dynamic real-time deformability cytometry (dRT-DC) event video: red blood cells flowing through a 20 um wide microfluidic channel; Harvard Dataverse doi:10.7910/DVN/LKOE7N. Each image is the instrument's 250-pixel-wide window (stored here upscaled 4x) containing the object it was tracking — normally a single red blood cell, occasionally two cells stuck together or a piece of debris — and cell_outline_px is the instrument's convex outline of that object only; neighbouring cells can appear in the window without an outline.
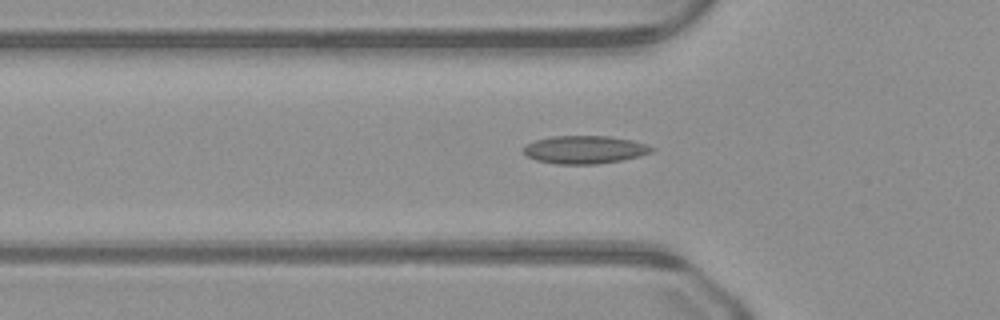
{"species": "common noctule bat (a hibernating species)", "species_latin": "Nyctalus noctula", "temperature_condition": "warm", "stored_images_in_passage": 33, "camera_frame_rate_fps": 3000, "um_per_image_px": 0.085, "animal": {"sex": "male", "body_mass_g": 23.1, "forearm_length_mm": 52.7}, "frame": {"image": 1, "passage_image": 6, "time_ms": 1.667, "image_size_px": [1000, 320], "cell_outline_px": [[656, 148], [652, 152], [640, 156], [620, 160], [596, 164], [556, 164], [536, 160], [528, 156], [524, 152], [524, 144], [536, 140], [552, 136], [608, 136], [632, 140]], "centroid_in_image_um": [49.69, 12.72], "position_along_channel_um": 76.1, "area_um2": 20.81}}
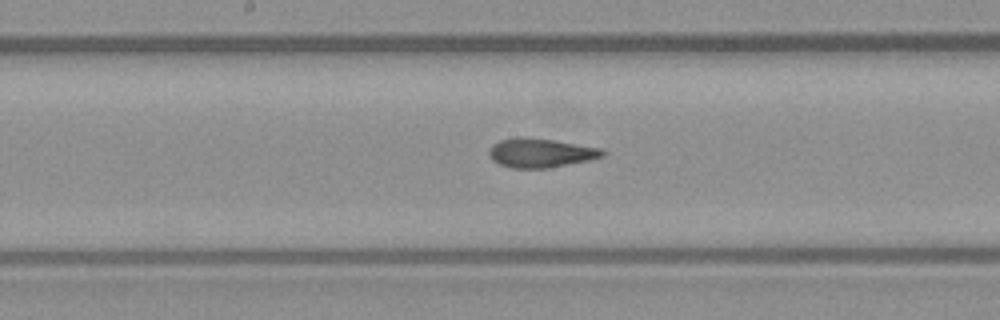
{"frame": {"image": 2, "passage_image": 15, "time_ms": 4.667, "image_size_px": [1000, 320], "cell_outline_px": [[608, 152], [604, 156], [588, 160], [548, 168], [512, 168], [500, 164], [492, 160], [488, 152], [492, 144], [500, 140], [520, 136], [528, 136], [604, 148]], "centroid_in_image_um": [45.97, 12.98], "position_along_channel_um": 202.2, "area_um2": 19.48}}
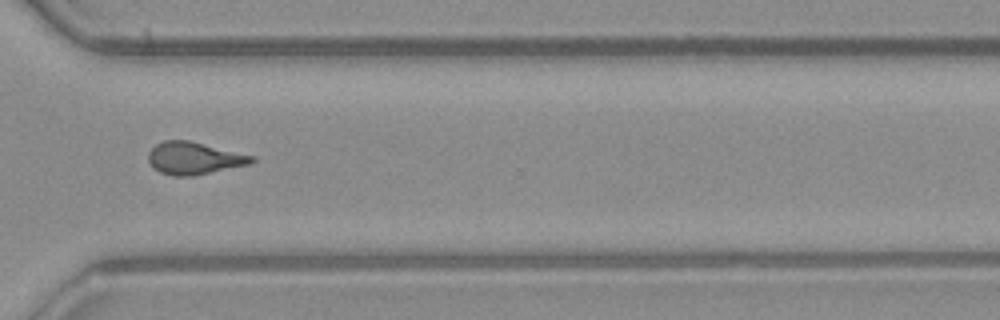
{"frame": {"image": 3, "passage_image": 26, "time_ms": 8.333, "image_size_px": [1000, 320], "cell_outline_px": [[256, 160], [252, 164], [192, 176], [172, 176], [160, 172], [152, 168], [148, 160], [148, 152], [156, 144], [164, 140], [188, 140], [256, 156]], "centroid_in_image_um": [16.51, 13.45], "position_along_channel_um": 354.1, "area_um2": 19.71}}